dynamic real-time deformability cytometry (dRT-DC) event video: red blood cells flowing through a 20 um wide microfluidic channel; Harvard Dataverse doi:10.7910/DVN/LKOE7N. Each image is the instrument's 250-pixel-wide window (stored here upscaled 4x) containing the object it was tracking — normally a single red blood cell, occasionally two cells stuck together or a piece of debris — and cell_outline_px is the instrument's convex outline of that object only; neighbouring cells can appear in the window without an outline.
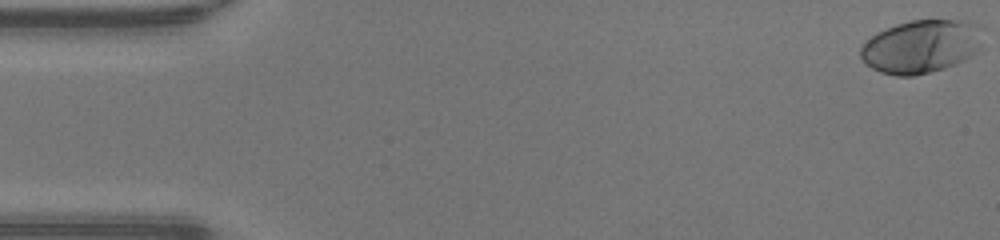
{"species": "human", "species_latin": "Homo sapiens", "temperature_condition": "warm", "stored_images_in_passage": 48, "camera_frame_rate_fps": 3000, "um_per_image_px": 0.085, "donor": {"sex": "male"}, "frame": {"image": 1, "passage_image": 1, "time_ms": 0.0, "image_size_px": [1000, 240], "cell_outline_px": [[984, 28], [980, 48], [964, 60], [956, 64], [944, 68], [912, 76], [896, 76], [880, 72], [872, 68], [860, 56], [860, 48], [872, 36], [896, 24], [912, 20], [968, 20], [980, 24]], "centroid_in_image_um": [78.36, 3.93], "position_along_channel_um": 6.6, "area_um2": 37.92}}
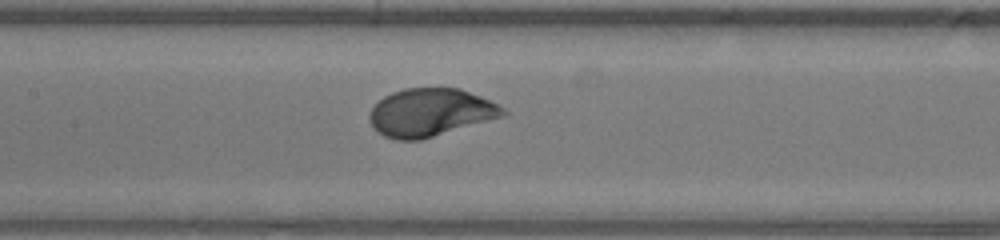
{"frame": {"image": 2, "passage_image": 23, "time_ms": 7.333, "image_size_px": [1000, 240], "cell_outline_px": [[508, 112], [504, 116], [420, 140], [396, 140], [384, 136], [372, 124], [368, 116], [372, 108], [384, 96], [392, 92], [404, 88], [460, 88], [480, 96], [504, 108]], "centroid_in_image_um": [36.58, 9.55], "position_along_channel_um": 170.8, "area_um2": 36.88}}
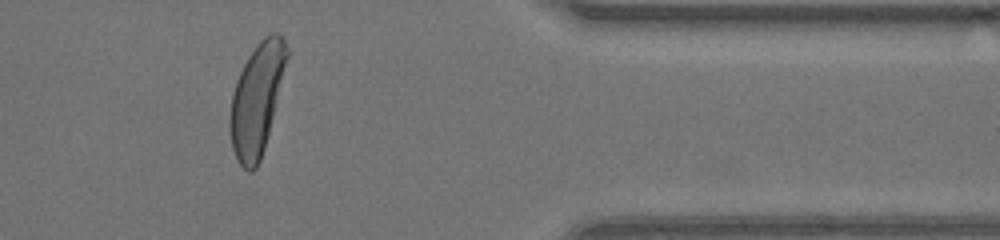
{"frame": {"image": 3, "passage_image": 40, "time_ms": 13.0, "image_size_px": [1000, 240], "cell_outline_px": [[288, 56], [264, 148], [260, 160], [256, 168], [252, 172], [248, 172], [240, 164], [232, 148], [228, 124], [232, 92], [236, 80], [248, 56], [256, 44], [264, 36], [272, 32], [276, 32], [284, 40], [288, 48]], "centroid_in_image_um": [21.8, 8.43], "position_along_channel_um": 389.6, "area_um2": 36.47}, "authors_computed_cell_mechanics": {"area_um2": 36.6163, "velocity_mm_per_s": 4.3138, "shape_relaxation_time_tau1_ms": 1.9266, "shape_relaxation_time_tau2_ms": null, "deformation_change_tau1": 0.1619, "deformation_change_tau2": null}}